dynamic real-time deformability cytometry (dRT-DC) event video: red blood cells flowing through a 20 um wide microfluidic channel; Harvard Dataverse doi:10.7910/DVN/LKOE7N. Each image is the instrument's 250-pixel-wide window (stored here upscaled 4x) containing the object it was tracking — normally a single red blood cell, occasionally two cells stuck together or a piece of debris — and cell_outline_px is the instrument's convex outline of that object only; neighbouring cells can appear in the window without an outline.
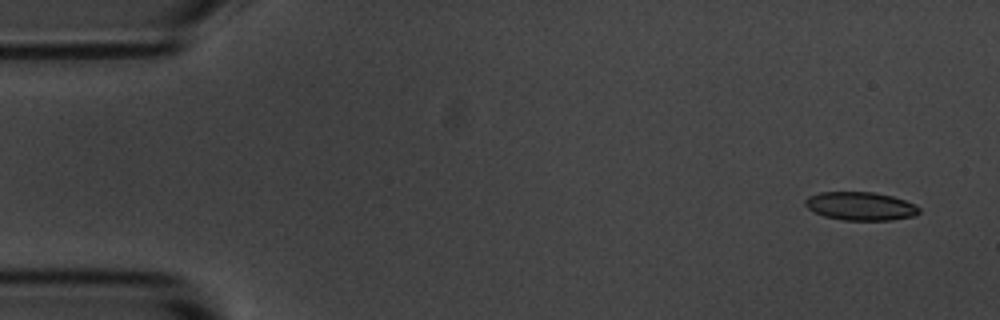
{"species": "common noctule bat (a hibernating species)", "species_latin": "Nyctalus noctula", "temperature_condition": "room temperature", "stored_images_in_passage": 5, "camera_frame_rate_fps": 3000, "um_per_image_px": 0.085, "animal": {"sex": "male", "body_mass_g": 20.1, "forearm_length_mm": 53.5}, "frame": {"image": 1, "passage_image": 1, "time_ms": 0.0, "image_size_px": [1000, 320], "cell_outline_px": [[920, 212], [916, 216], [892, 220], [844, 220], [824, 216], [808, 208], [804, 204], [804, 200], [808, 196], [820, 192], [872, 192], [892, 196], [916, 204], [920, 208]], "centroid_in_image_um": [73.17, 17.52], "position_along_channel_um": 11.8, "area_um2": 18.9}}